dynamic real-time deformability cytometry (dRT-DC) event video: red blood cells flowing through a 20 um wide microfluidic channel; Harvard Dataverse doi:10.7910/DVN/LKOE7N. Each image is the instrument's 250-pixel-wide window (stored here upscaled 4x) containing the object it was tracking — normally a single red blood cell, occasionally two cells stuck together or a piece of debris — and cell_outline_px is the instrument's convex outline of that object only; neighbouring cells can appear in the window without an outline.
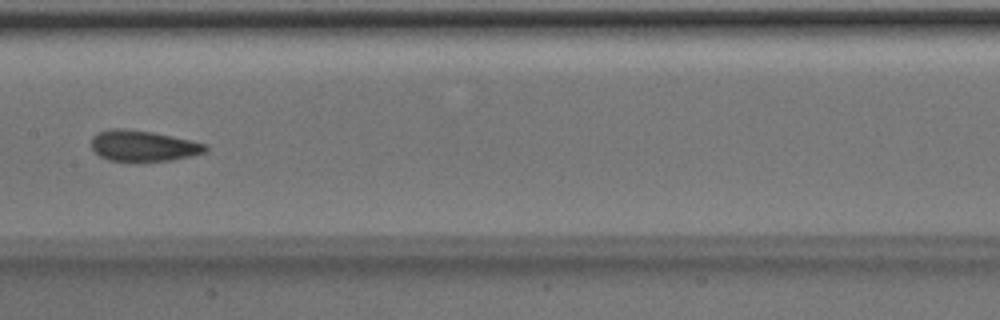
{"species": "Egyptian fruit bat (a non-hibernating species)", "species_latin": "Rousettus aegyptiacus", "temperature_condition": "room temperature", "stored_images_in_passage": 5, "camera_frame_rate_fps": 3000, "um_per_image_px": 0.085, "animal": {"sex": "male"}, "frame": {"image": 1, "passage_image": 5, "time_ms": 1.333, "image_size_px": [1000, 320], "cell_outline_px": [[208, 148], [204, 152], [192, 156], [172, 160], [132, 164], [108, 160], [100, 156], [92, 148], [92, 136], [100, 132], [112, 128], [124, 128], [152, 132], [208, 144]], "centroid_in_image_um": [12.16, 12.44], "position_along_channel_um": 195.2, "area_um2": 21.1}}